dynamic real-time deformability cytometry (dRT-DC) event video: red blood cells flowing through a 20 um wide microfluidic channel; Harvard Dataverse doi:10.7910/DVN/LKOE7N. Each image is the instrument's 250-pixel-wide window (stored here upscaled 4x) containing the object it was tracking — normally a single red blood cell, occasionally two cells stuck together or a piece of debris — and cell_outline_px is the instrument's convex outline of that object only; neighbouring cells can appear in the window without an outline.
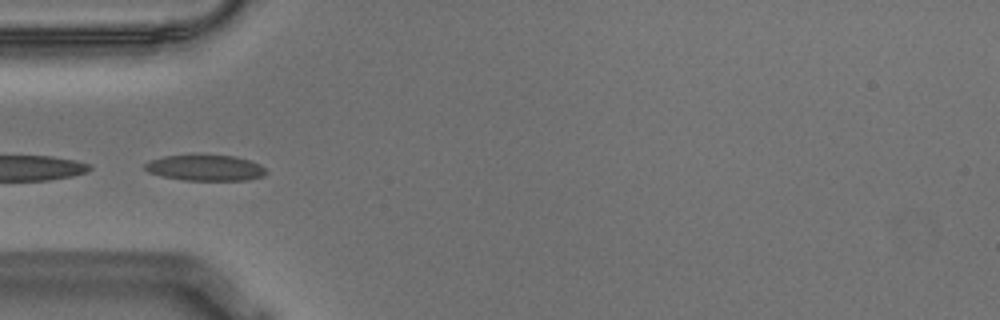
{"species": "Egyptian fruit bat (a non-hibernating species)", "species_latin": "Rousettus aegyptiacus", "temperature_condition": "warm", "stored_images_in_passage": 15, "segment_of_instrument_passage": [2, 2], "camera_frame_rate_fps": 3000, "um_per_image_px": 0.085, "animal": {"sex": "male"}, "frame": {"image": 1, "passage_image": 12, "time_ms": 3.667, "image_size_px": [1000, 320], "cell_outline_px": [[268, 172], [264, 176], [244, 180], [184, 180], [160, 176], [148, 172], [144, 168], [144, 164], [148, 160], [164, 156], [192, 152], [196, 152], [236, 156], [260, 164]], "centroid_in_image_um": [17.39, 14.21], "position_along_channel_um": 67.6, "area_um2": 19.19}}